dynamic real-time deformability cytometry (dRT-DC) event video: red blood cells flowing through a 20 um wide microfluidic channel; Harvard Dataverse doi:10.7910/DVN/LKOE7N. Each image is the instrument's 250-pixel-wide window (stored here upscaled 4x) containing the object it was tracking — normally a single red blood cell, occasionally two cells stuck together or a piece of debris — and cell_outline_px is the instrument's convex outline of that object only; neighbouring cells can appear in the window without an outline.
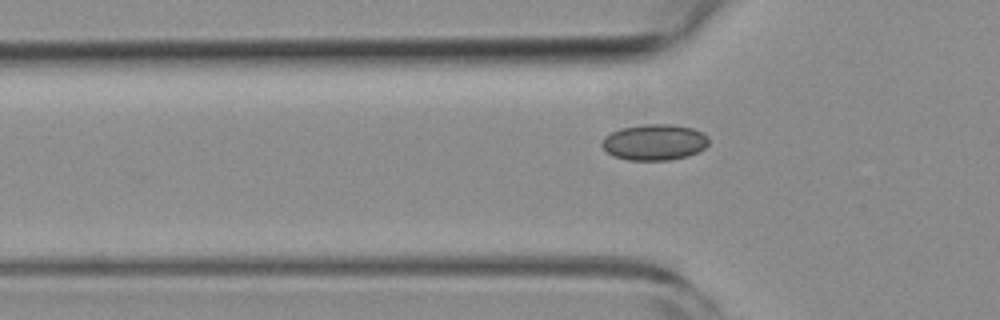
{"species": "common noctule bat (a hibernating species)", "species_latin": "Nyctalus noctula", "temperature_condition": "room temperature", "stored_images_in_passage": 34, "camera_frame_rate_fps": 3000, "um_per_image_px": 0.085, "animal": {"sex": "female", "body_mass_g": 19.3, "forearm_length_mm": 54.1}, "frame": {"image": 1, "passage_image": 7, "time_ms": 2.0, "image_size_px": [1000, 320], "cell_outline_px": [[708, 144], [704, 148], [688, 156], [668, 160], [628, 160], [612, 156], [600, 144], [604, 136], [620, 128], [644, 124], [672, 124], [692, 128], [708, 136]], "centroid_in_image_um": [55.6, 12.08], "position_along_channel_um": 70.2, "area_um2": 22.43}}
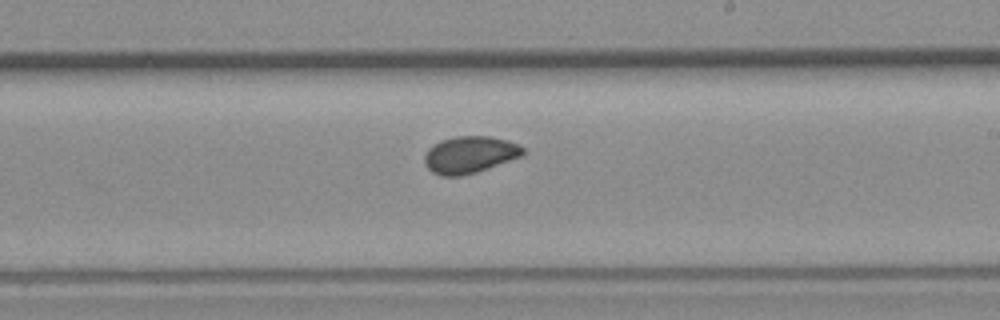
{"frame": {"image": 2, "passage_image": 21, "time_ms": 6.667, "image_size_px": [1000, 320], "cell_outline_px": [[524, 152], [520, 156], [488, 168], [476, 172], [460, 176], [440, 176], [432, 172], [424, 164], [424, 156], [428, 148], [432, 144], [440, 140], [456, 136], [488, 136], [508, 140], [524, 148]], "centroid_in_image_um": [39.87, 13.14], "position_along_channel_um": 249.1, "area_um2": 21.15}}
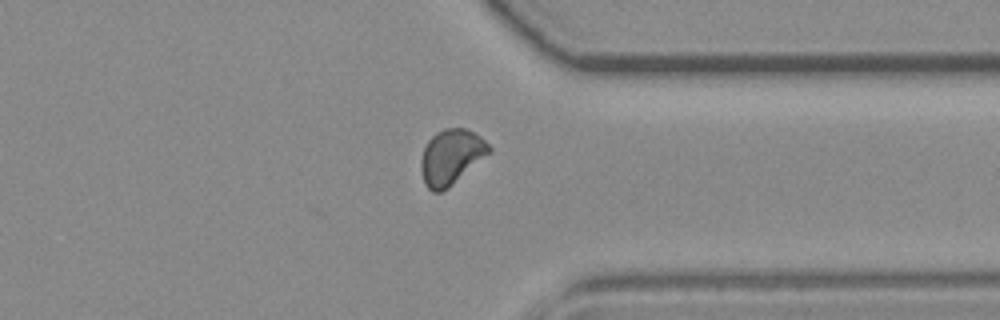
{"frame": {"image": 3, "passage_image": 31, "time_ms": 10.0, "image_size_px": [1000, 320], "cell_outline_px": [[492, 152], [448, 188], [440, 192], [432, 192], [424, 184], [420, 168], [420, 160], [424, 148], [428, 140], [436, 132], [444, 128], [464, 128], [480, 136], [492, 148]], "centroid_in_image_um": [38.34, 13.35], "position_along_channel_um": 373.1, "area_um2": 22.02}, "authors_computed_cell_mechanics": {"area_um2": 21.0392, "velocity_mm_per_s": 3.8276, "shape_relaxation_time_tau1_ms": 4.9833, "shape_relaxation_time_tau2_ms": 2.0445, "deformation_change_tau1": 0.0627, "deformation_change_tau2": 0.0387}}